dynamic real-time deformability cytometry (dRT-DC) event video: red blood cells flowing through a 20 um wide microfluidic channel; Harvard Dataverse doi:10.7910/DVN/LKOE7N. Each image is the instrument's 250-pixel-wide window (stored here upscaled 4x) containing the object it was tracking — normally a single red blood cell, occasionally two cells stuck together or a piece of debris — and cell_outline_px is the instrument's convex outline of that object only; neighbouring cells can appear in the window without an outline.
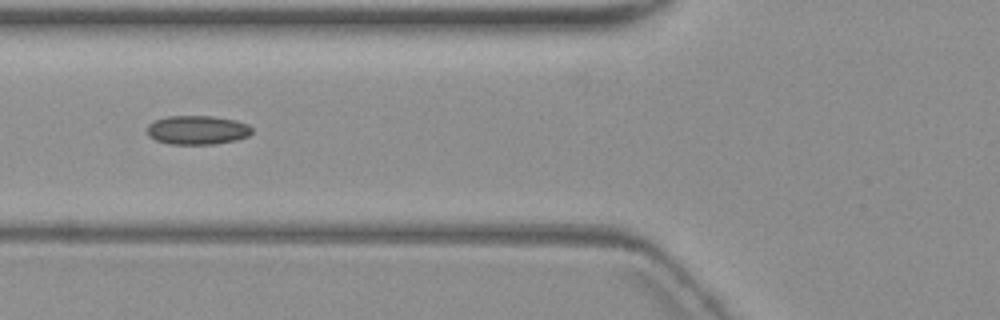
{"species": "common noctule bat (a hibernating species)", "species_latin": "Nyctalus noctula", "temperature_condition": "warm", "stored_images_in_passage": 9, "camera_frame_rate_fps": 3000, "um_per_image_px": 0.085, "animal": {"sex": "female", "body_mass_g": 19.3, "forearm_length_mm": 54.1}, "frame": {"image": 1, "passage_image": 6, "time_ms": 6.667, "image_size_px": [1000, 320], "cell_outline_px": [[252, 132], [248, 136], [236, 140], [216, 144], [168, 144], [156, 140], [148, 136], [148, 124], [152, 120], [168, 116], [212, 116], [236, 120], [248, 124], [252, 128]], "centroid_in_image_um": [16.77, 11.05], "position_along_channel_um": 109.0, "area_um2": 17.86}}
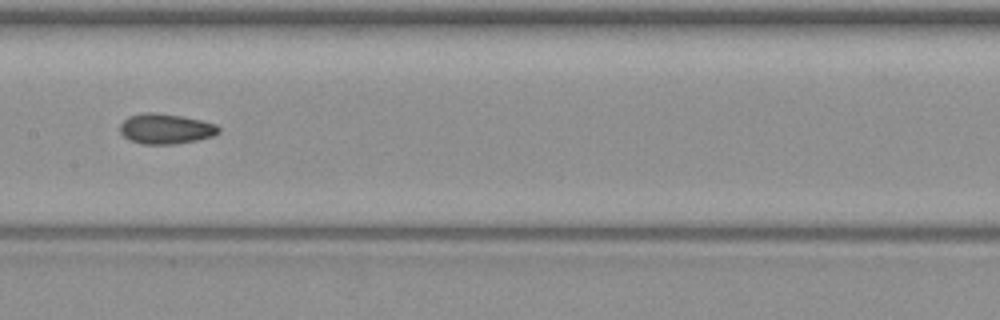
{"frame": {"image": 2, "passage_image": 8, "time_ms": 9.0, "image_size_px": [1000, 320], "cell_outline_px": [[220, 132], [212, 136], [196, 140], [176, 144], [140, 144], [124, 136], [120, 132], [120, 124], [128, 116], [144, 112], [156, 112], [180, 116], [200, 120], [216, 124], [220, 128]], "centroid_in_image_um": [14.07, 10.94], "position_along_channel_um": 193.3, "area_um2": 17.34}}
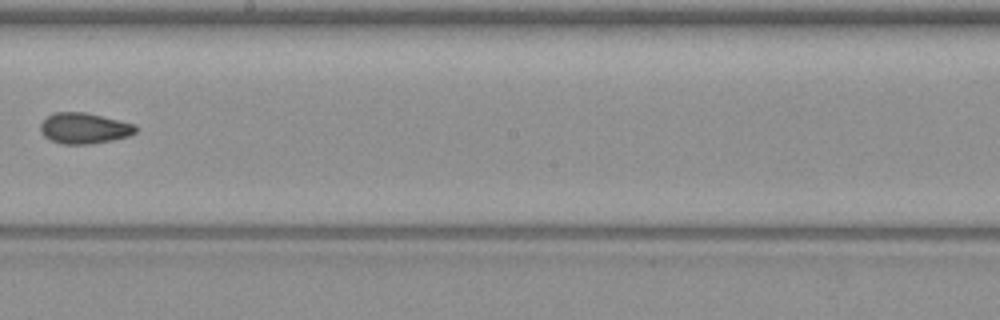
{"frame": {"image": 3, "passage_image": 9, "time_ms": 10.333, "image_size_px": [1000, 320], "cell_outline_px": [[136, 132], [128, 136], [112, 140], [92, 144], [64, 144], [52, 140], [44, 136], [40, 132], [40, 124], [48, 116], [56, 112], [84, 112], [136, 124]], "centroid_in_image_um": [7.16, 10.9], "position_along_channel_um": 241.0, "area_um2": 16.99}}